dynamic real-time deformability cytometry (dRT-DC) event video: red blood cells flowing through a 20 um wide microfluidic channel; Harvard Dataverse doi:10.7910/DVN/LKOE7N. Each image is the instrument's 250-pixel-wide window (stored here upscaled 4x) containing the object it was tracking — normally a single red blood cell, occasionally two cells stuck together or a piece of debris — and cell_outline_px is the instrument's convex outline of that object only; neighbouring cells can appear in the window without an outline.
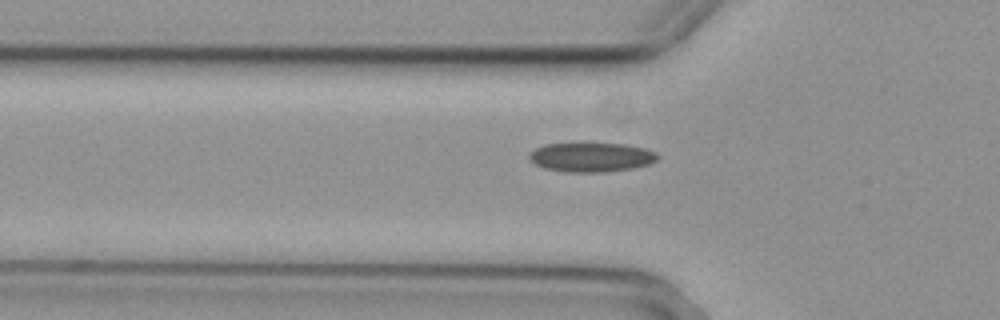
{"species": "common noctule bat (a hibernating species)", "species_latin": "Nyctalus noctula", "temperature_condition": "cold", "stored_images_in_passage": 4, "camera_frame_rate_fps": 3000, "um_per_image_px": 0.085, "animal": {"sex": "female", "body_mass_g": 29.2, "forearm_length_mm": 56.3}, "frame": {"image": 1, "passage_image": 2, "time_ms": 0.333, "image_size_px": [1000, 320], "cell_outline_px": [[660, 156], [656, 160], [648, 164], [632, 168], [604, 172], [564, 172], [544, 168], [536, 164], [528, 156], [536, 148], [544, 144], [624, 144], [644, 148], [656, 152]], "centroid_in_image_um": [50.28, 13.37], "position_along_channel_um": 75.5, "area_um2": 21.62}}